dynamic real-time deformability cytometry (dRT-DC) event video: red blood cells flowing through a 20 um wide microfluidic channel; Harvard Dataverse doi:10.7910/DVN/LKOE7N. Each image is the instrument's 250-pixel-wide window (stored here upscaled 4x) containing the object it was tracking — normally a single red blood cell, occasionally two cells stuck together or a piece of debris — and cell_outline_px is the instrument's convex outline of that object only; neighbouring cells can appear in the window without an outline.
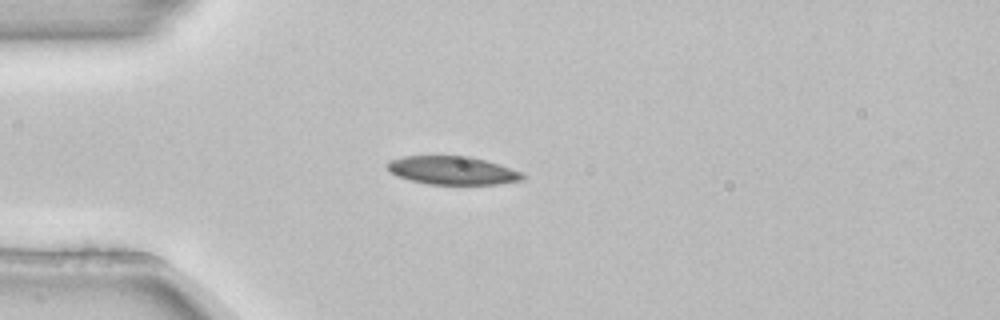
{"species": "common noctule bat (a hibernating species)", "species_latin": "Nyctalus noctula", "temperature_condition": "room temperature", "stored_images_in_passage": 3, "camera_frame_rate_fps": 3000, "um_per_image_px": 0.085, "animal": {"sex": "female", "body_mass_g": 22.7, "forearm_length_mm": 54.2}, "frame": {"image": 1, "passage_image": 3, "time_ms": 0.667, "image_size_px": [1000, 320], "cell_outline_px": [[524, 180], [496, 184], [428, 184], [408, 180], [396, 176], [388, 168], [388, 160], [404, 156], [468, 156], [500, 164], [520, 172], [524, 176]], "centroid_in_image_um": [38.43, 14.49], "position_along_channel_um": 46.6, "area_um2": 22.2}}